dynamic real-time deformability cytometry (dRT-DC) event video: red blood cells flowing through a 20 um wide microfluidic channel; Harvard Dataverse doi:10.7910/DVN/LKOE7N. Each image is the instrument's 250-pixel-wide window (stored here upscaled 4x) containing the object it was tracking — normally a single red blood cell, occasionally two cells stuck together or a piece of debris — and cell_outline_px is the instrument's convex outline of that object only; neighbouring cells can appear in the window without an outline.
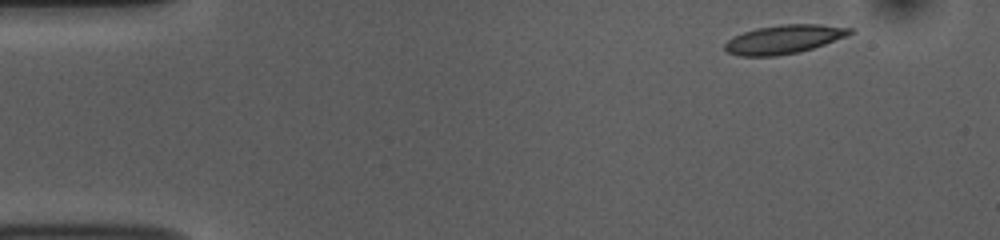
{"species": "common noctule bat (a hibernating species)", "species_latin": "Nyctalus noctula", "temperature_condition": "room temperature", "stored_images_in_passage": 49, "camera_frame_rate_fps": 3000, "um_per_image_px": 0.085, "animal": {"sex": "female", "body_mass_g": 10.0, "forearm_length_mm": 53.1}, "frame": {"image": 1, "passage_image": 1, "time_ms": 0.0, "image_size_px": [1000, 240], "cell_outline_px": [[848, 32], [832, 40], [808, 48], [792, 52], [760, 56], [752, 56], [732, 52], [728, 48], [728, 44], [732, 40], [748, 32], [764, 28], [796, 24], [836, 28]], "centroid_in_image_um": [66.53, 3.36], "position_along_channel_um": 18.5, "area_um2": 17.57}}
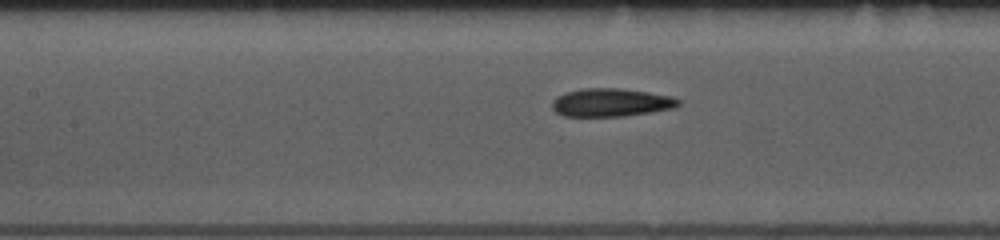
{"frame": {"image": 2, "passage_image": 19, "time_ms": 6.0, "image_size_px": [1000, 240], "cell_outline_px": [[676, 104], [664, 108], [640, 112], [608, 116], [572, 116], [560, 112], [556, 108], [556, 100], [560, 96], [572, 92], [640, 92], [660, 96], [676, 100]], "centroid_in_image_um": [51.85, 8.78], "position_along_channel_um": 155.6, "area_um2": 16.76}}
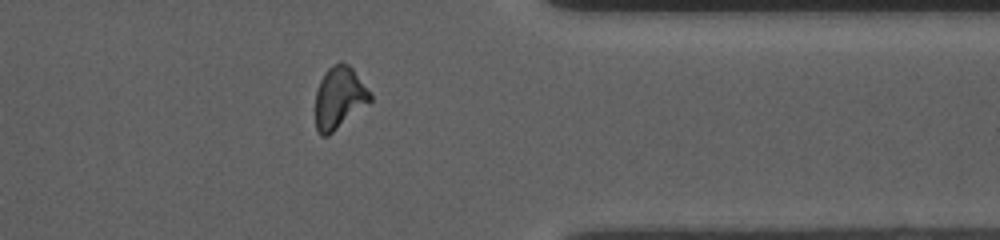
{"frame": {"image": 3, "passage_image": 38, "time_ms": 12.333, "image_size_px": [1000, 240], "cell_outline_px": [[372, 100], [324, 136], [316, 128], [316, 96], [320, 84], [324, 76], [336, 64], [344, 64], [352, 72], [372, 96]], "centroid_in_image_um": [28.81, 8.35], "position_along_channel_um": 382.6, "area_um2": 17.8}, "authors_computed_cell_mechanics": {"area_um2": 17.2244, "velocity_mm_per_s": 3.7681, "shape_relaxation_time_tau1_ms": 8.0828, "shape_relaxation_time_tau2_ms": 3.7185, "deformation_change_tau1": 0.2434, "deformation_change_tau2": 0.1189}}